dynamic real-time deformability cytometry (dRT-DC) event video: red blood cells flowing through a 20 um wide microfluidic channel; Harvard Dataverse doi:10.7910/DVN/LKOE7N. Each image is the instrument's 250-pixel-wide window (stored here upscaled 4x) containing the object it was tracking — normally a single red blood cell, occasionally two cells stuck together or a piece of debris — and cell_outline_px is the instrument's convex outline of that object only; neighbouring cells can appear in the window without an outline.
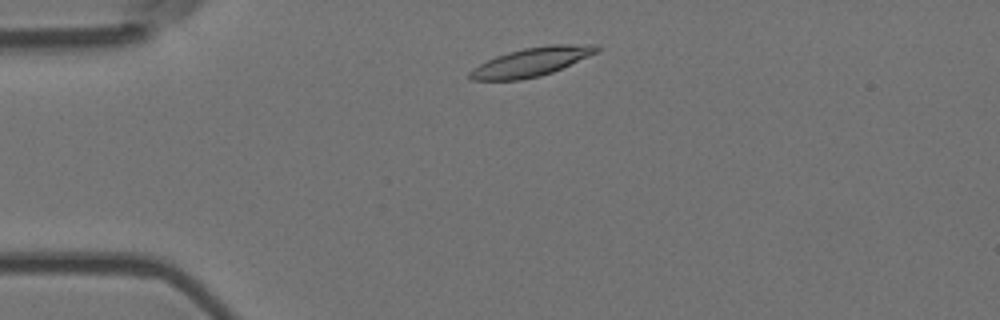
{"species": "Egyptian fruit bat (a non-hibernating species)", "species_latin": "Rousettus aegyptiacus", "temperature_condition": "room temperature", "stored_images_in_passage": 3, "camera_frame_rate_fps": 3000, "um_per_image_px": 0.085, "animal": {"sex": "female"}, "frame": {"image": 1, "passage_image": 2, "time_ms": 0.333, "image_size_px": [1000, 320], "cell_outline_px": [[600, 48], [596, 52], [588, 56], [552, 72], [540, 76], [520, 80], [472, 80], [468, 76], [468, 72], [472, 68], [496, 56], [508, 52], [524, 48], [552, 44], [596, 44]], "centroid_in_image_um": [45.14, 5.26], "position_along_channel_um": 39.9, "area_um2": 21.04}}